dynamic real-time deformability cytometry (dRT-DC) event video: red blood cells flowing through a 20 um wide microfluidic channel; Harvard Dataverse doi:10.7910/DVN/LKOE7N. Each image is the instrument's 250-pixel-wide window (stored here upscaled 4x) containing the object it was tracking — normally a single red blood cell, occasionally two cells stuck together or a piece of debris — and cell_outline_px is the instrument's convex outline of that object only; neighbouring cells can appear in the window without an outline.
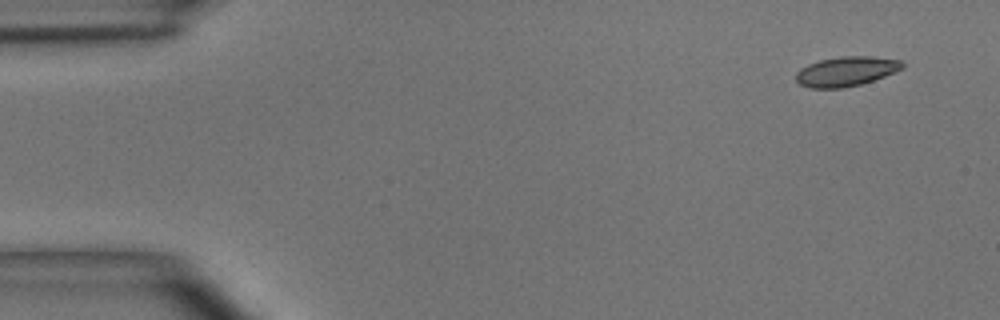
{"species": "common noctule bat (a hibernating species)", "species_latin": "Nyctalus noctula", "temperature_condition": "room temperature", "stored_images_in_passage": 48, "camera_frame_rate_fps": 3000, "um_per_image_px": 0.085, "animal": {"sex": "male", "body_mass_g": 15.6}, "frame": {"image": 1, "passage_image": 1, "time_ms": 0.0, "image_size_px": [1000, 320], "cell_outline_px": [[904, 68], [884, 76], [860, 84], [844, 88], [812, 88], [800, 84], [796, 80], [796, 72], [800, 68], [808, 64], [820, 60], [840, 56], [872, 56], [900, 60], [904, 64]], "centroid_in_image_um": [71.91, 6.06], "position_along_channel_um": 13.1, "area_um2": 18.32}}
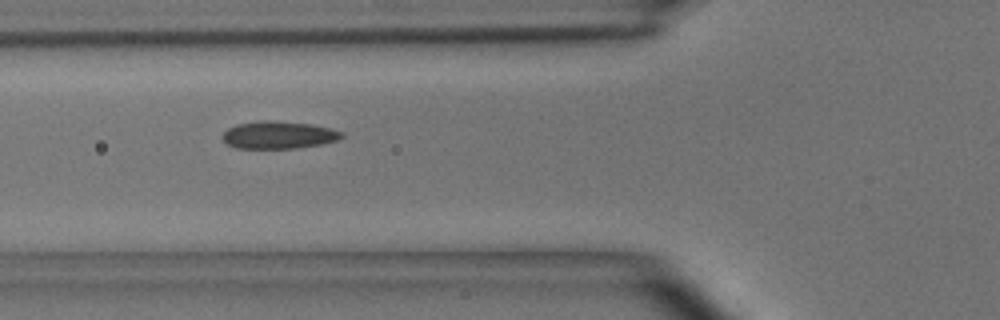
{"frame": {"image": 2, "passage_image": 16, "time_ms": 5.0, "image_size_px": [1000, 320], "cell_outline_px": [[344, 136], [336, 140], [320, 144], [296, 148], [236, 148], [228, 144], [220, 136], [228, 128], [236, 124], [264, 120], [268, 120], [312, 124], [344, 132]], "centroid_in_image_um": [23.65, 11.47], "position_along_channel_um": 102.1, "area_um2": 18.96}}
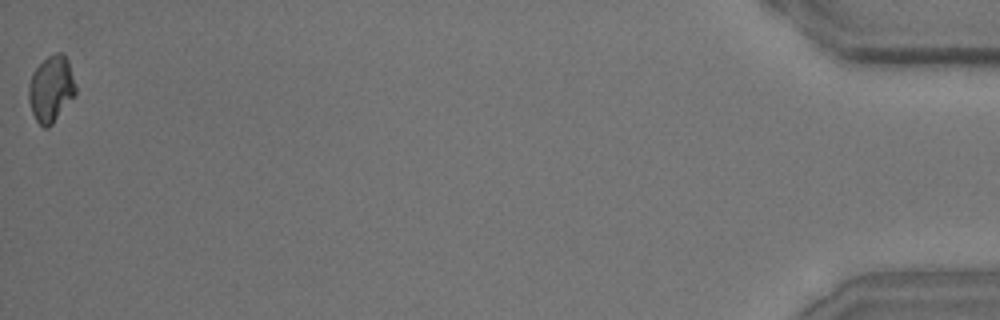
{"frame": {"image": 3, "passage_image": 48, "time_ms": 15.667, "image_size_px": [1000, 320], "cell_outline_px": [[76, 96], [52, 124], [48, 128], [44, 128], [36, 120], [32, 112], [28, 100], [28, 88], [32, 72], [48, 56], [56, 52], [64, 52], [68, 60], [76, 84]], "centroid_in_image_um": [4.36, 7.55], "position_along_channel_um": 430.8, "area_um2": 18.38}, "authors_computed_cell_mechanics": {"area_um2": 18.4671, "velocity_mm_per_s": 3.9632, "shape_relaxation_time_tau1_ms": 3.4815, "shape_relaxation_time_tau2_ms": 1.7341, "deformation_change_tau1": 0.1139, "deformation_change_tau2": 0.0827}}